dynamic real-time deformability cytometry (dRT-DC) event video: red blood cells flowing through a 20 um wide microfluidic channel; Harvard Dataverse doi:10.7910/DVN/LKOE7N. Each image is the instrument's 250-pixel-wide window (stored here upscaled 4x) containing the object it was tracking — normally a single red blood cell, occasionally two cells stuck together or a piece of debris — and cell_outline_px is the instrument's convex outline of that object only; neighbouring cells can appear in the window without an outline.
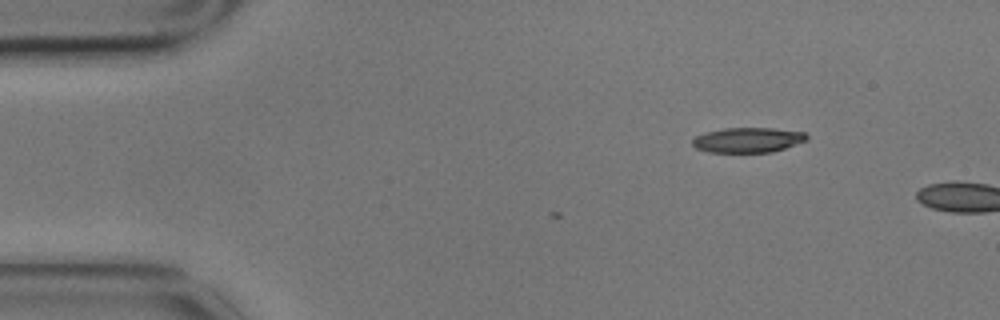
{"species": "common noctule bat (a hibernating species)", "species_latin": "Nyctalus noctula", "temperature_condition": "cold", "stored_images_in_passage": 2, "camera_frame_rate_fps": 3000, "um_per_image_px": 0.085, "animal": {"sex": "male", "body_mass_g": 17.9}, "frame": {"image": 1, "passage_image": 2, "time_ms": 0.333, "image_size_px": [1000, 320], "cell_outline_px": [[808, 140], [772, 152], [708, 152], [696, 148], [692, 144], [692, 140], [696, 136], [704, 132], [724, 128], [772, 128], [804, 132], [808, 136]], "centroid_in_image_um": [63.56, 11.89], "position_along_channel_um": 21.4, "area_um2": 16.65}}